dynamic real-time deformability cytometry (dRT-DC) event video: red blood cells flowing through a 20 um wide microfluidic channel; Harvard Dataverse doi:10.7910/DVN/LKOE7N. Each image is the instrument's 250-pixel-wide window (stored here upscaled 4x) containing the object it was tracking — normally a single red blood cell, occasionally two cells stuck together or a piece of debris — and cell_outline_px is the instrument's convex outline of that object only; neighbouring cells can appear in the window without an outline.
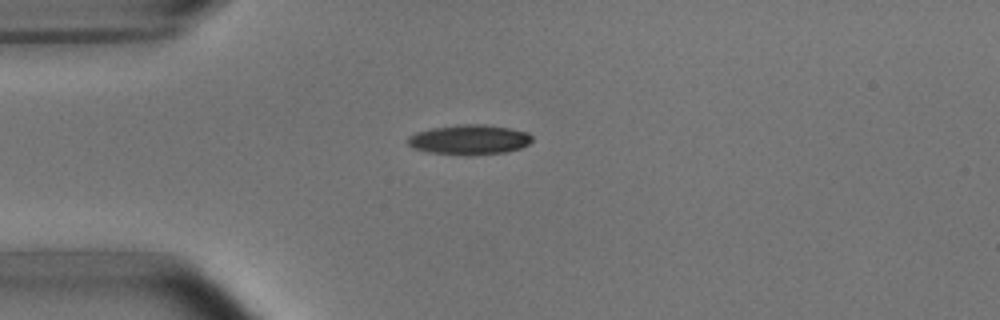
{"species": "common noctule bat (a hibernating species)", "species_latin": "Nyctalus noctula", "temperature_condition": "room temperature", "stored_images_in_passage": 6, "camera_frame_rate_fps": 3000, "um_per_image_px": 0.085, "animal": {"sex": "male", "body_mass_g": 15.6}, "frame": {"image": 1, "passage_image": 3, "time_ms": 2.333, "image_size_px": [1000, 320], "cell_outline_px": [[532, 140], [528, 144], [520, 148], [504, 152], [428, 152], [412, 148], [408, 144], [408, 136], [416, 132], [432, 128], [460, 124], [484, 124], [508, 128], [528, 132], [532, 136]], "centroid_in_image_um": [39.88, 11.81], "position_along_channel_um": 45.1, "area_um2": 20.63}}
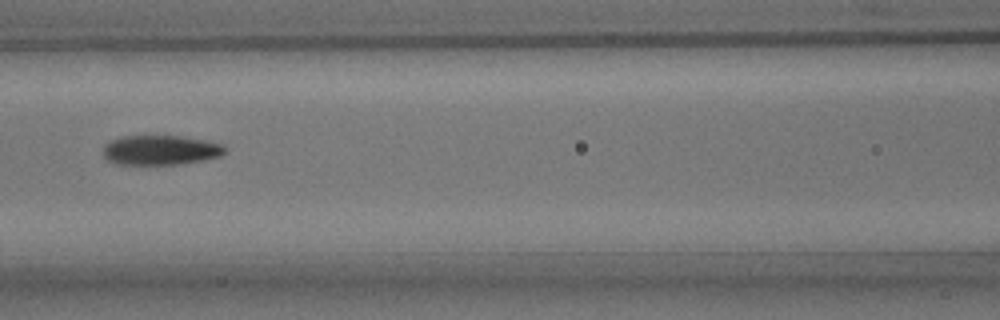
{"frame": {"image": 2, "passage_image": 6, "time_ms": 5.667, "image_size_px": [1000, 320], "cell_outline_px": [[228, 152], [220, 156], [204, 160], [184, 164], [116, 164], [108, 160], [104, 156], [104, 144], [112, 140], [124, 136], [180, 136], [204, 140], [220, 144]], "centroid_in_image_um": [13.65, 12.76], "position_along_channel_um": 152.9, "area_um2": 20.98}}